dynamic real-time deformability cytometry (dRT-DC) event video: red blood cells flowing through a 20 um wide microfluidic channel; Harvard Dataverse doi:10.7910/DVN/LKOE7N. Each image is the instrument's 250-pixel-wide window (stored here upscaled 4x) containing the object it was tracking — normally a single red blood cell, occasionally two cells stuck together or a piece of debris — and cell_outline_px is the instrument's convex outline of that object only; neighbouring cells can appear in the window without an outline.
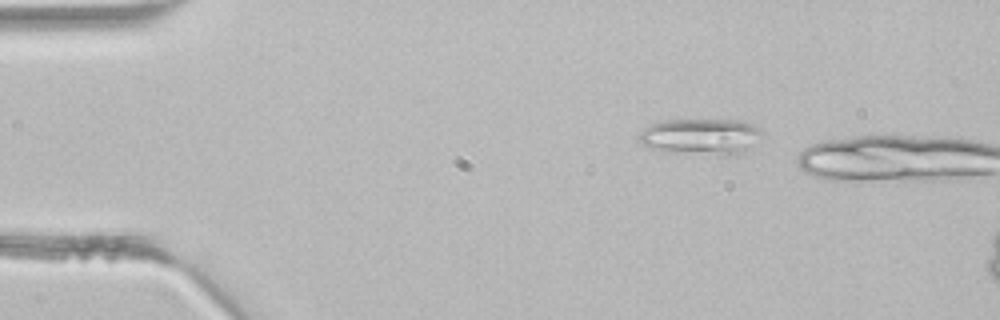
{"species": "common noctule bat (a hibernating species)", "species_latin": "Nyctalus noctula", "temperature_condition": "room temperature", "stored_images_in_passage": 7, "camera_frame_rate_fps": 3000, "um_per_image_px": 0.085, "animal": {"sex": "male", "body_mass_g": 21.5, "forearm_length_mm": 52.0}, "frame": {"image": 1, "passage_image": 5, "time_ms": 1.333, "image_size_px": [1000, 320], "cell_outline_px": [[764, 132], [744, 152], [728, 156], [724, 156], [664, 152], [640, 144], [640, 132], [644, 128], [660, 120], [740, 120], [760, 128]], "centroid_in_image_um": [59.55, 11.62], "position_along_channel_um": 25.4, "area_um2": 26.13}}